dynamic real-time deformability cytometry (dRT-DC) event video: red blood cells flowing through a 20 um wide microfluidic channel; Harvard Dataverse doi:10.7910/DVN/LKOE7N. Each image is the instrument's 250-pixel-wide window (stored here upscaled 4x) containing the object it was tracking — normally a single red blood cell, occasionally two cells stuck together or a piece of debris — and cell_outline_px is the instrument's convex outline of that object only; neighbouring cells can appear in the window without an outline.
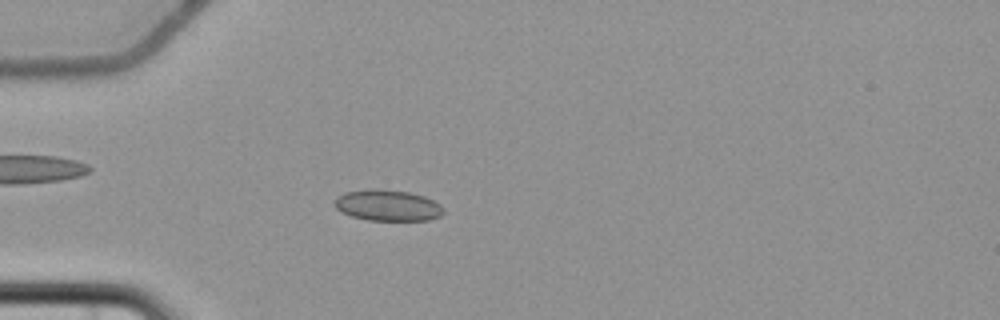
{"species": "common noctule bat (a hibernating species)", "species_latin": "Nyctalus noctula", "temperature_condition": "cold", "stored_images_in_passage": 5, "camera_frame_rate_fps": 3000, "um_per_image_px": 0.085, "animal": {"sex": "female", "body_mass_g": 22.7, "forearm_length_mm": 54.2}, "frame": {"image": 1, "passage_image": 5, "time_ms": 5.0, "image_size_px": [1000, 320], "cell_outline_px": [[444, 212], [440, 216], [428, 220], [368, 220], [352, 216], [340, 212], [332, 204], [332, 200], [336, 196], [344, 192], [372, 188], [376, 188], [408, 192], [424, 196], [440, 204], [444, 208]], "centroid_in_image_um": [32.89, 17.45], "position_along_channel_um": 52.1, "area_um2": 20.0}}